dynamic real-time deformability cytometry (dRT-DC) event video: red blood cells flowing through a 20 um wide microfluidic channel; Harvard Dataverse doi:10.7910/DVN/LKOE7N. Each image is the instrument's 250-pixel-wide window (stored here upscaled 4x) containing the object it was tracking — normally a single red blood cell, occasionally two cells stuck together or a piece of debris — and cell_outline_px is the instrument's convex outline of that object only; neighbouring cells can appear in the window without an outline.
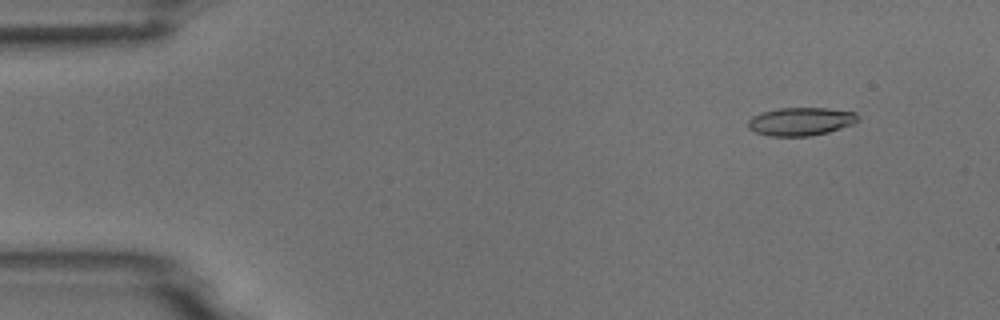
{"species": "common noctule bat (a hibernating species)", "species_latin": "Nyctalus noctula", "temperature_condition": "room temperature", "stored_images_in_passage": 4, "camera_frame_rate_fps": 3000, "um_per_image_px": 0.085, "animal": {"sex": "male", "body_mass_g": 18.8}, "frame": {"image": 1, "passage_image": 2, "time_ms": 1.0, "image_size_px": [1000, 320], "cell_outline_px": [[860, 120], [852, 124], [828, 132], [808, 136], [768, 136], [756, 132], [748, 128], [748, 120], [752, 116], [760, 112], [780, 108], [828, 108], [856, 112], [860, 116]], "centroid_in_image_um": [68.07, 10.32], "position_along_channel_um": 16.9, "area_um2": 18.15}}
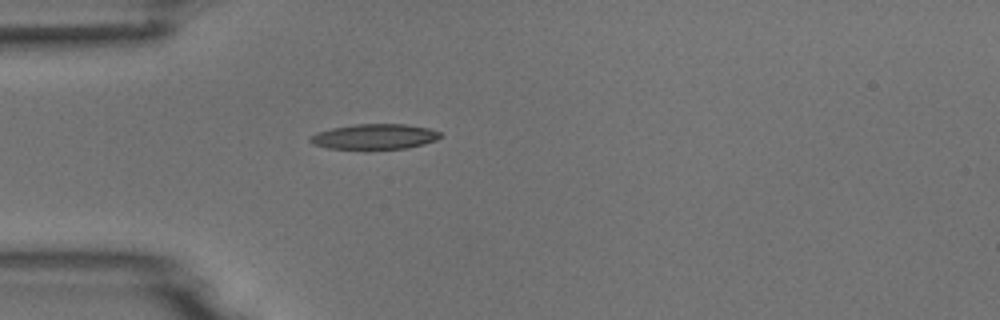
{"frame": {"image": 2, "passage_image": 4, "time_ms": 4.333, "image_size_px": [1000, 320], "cell_outline_px": [[440, 136], [436, 140], [424, 144], [408, 148], [368, 152], [328, 148], [312, 144], [308, 140], [316, 132], [332, 128], [356, 124], [404, 124], [428, 128], [440, 132]], "centroid_in_image_um": [31.8, 11.66], "position_along_channel_um": 53.2, "area_um2": 20.0}}